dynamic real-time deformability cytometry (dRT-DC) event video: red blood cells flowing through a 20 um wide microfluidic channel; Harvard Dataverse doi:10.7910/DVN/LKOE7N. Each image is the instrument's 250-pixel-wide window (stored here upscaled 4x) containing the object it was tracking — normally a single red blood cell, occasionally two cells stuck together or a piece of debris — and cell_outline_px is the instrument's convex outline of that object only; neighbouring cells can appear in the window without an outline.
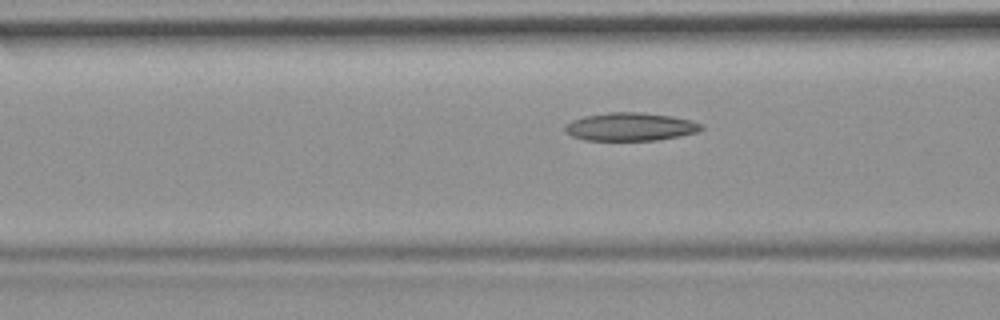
{"species": "common noctule bat (a hibernating species)", "species_latin": "Nyctalus noctula", "temperature_condition": "room temperature", "stored_images_in_passage": 13, "camera_frame_rate_fps": 3000, "um_per_image_px": 0.085, "animal": {"sex": "female", "body_mass_g": 19.9}, "frame": {"image": 1, "passage_image": 8, "time_ms": 2.333, "image_size_px": [1000, 320], "cell_outline_px": [[704, 128], [696, 132], [680, 136], [656, 140], [584, 140], [572, 136], [564, 132], [564, 124], [572, 120], [584, 116], [608, 112], [640, 112], [672, 116], [692, 120], [704, 124]], "centroid_in_image_um": [53.57, 10.77], "position_along_channel_um": 113.0, "area_um2": 22.54}}